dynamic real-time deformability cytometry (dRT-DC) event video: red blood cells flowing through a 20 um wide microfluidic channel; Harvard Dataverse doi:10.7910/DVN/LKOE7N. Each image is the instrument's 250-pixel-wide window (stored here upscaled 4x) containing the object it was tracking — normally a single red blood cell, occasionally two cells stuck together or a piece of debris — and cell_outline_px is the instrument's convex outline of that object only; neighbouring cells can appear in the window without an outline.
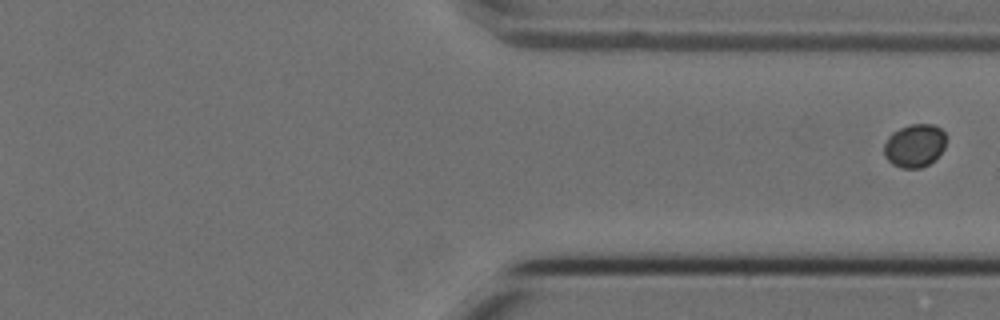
{"species": "Egyptian fruit bat (a non-hibernating species)", "species_latin": "Rousettus aegyptiacus", "temperature_condition": "cold", "stored_images_in_passage": 10, "segment_of_instrument_passage": [2, 2], "camera_frame_rate_fps": 3000, "um_per_image_px": 0.085, "animal": {"sex": "female"}, "frame": {"image": 1, "passage_image": 10, "time_ms": 3.0, "image_size_px": [1000, 320], "cell_outline_px": [[944, 148], [928, 164], [920, 168], [900, 168], [892, 164], [884, 156], [884, 144], [888, 136], [892, 132], [908, 124], [932, 124], [940, 128], [944, 132]], "centroid_in_image_um": [77.69, 12.37], "position_along_channel_um": 333.7, "area_um2": 15.49}}